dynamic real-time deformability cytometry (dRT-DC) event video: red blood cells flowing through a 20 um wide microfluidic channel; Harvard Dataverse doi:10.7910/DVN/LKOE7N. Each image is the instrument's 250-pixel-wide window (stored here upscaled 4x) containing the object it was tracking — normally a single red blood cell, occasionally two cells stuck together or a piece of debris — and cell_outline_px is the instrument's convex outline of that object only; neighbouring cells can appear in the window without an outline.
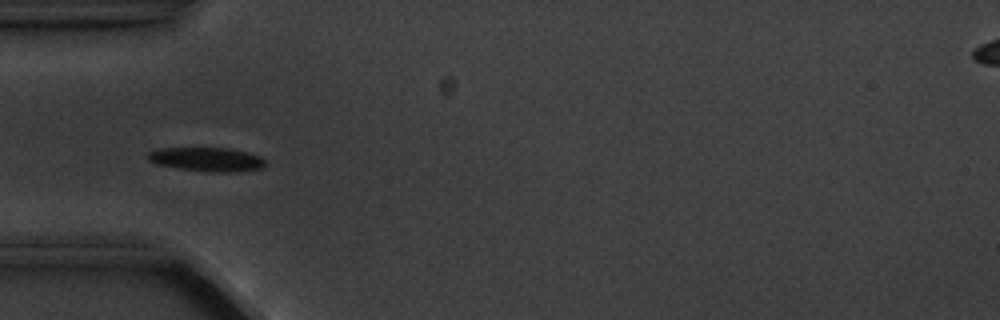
{"species": "common noctule bat (a hibernating species)", "species_latin": "Nyctalus noctula", "temperature_condition": "cold", "stored_images_in_passage": 15, "camera_frame_rate_fps": 3000, "um_per_image_px": 0.085, "animal": {"sex": "male", "body_mass_g": 20.1, "forearm_length_mm": 53.5}, "frame": {"image": 1, "passage_image": 5, "time_ms": 5.667, "image_size_px": [1000, 320], "cell_outline_px": [[268, 164], [264, 168], [236, 172], [208, 172], [176, 168], [156, 164], [148, 160], [148, 152], [160, 148], [228, 148], [248, 152], [260, 156]], "centroid_in_image_um": [17.62, 13.55], "position_along_channel_um": 67.4, "area_um2": 16.65}}
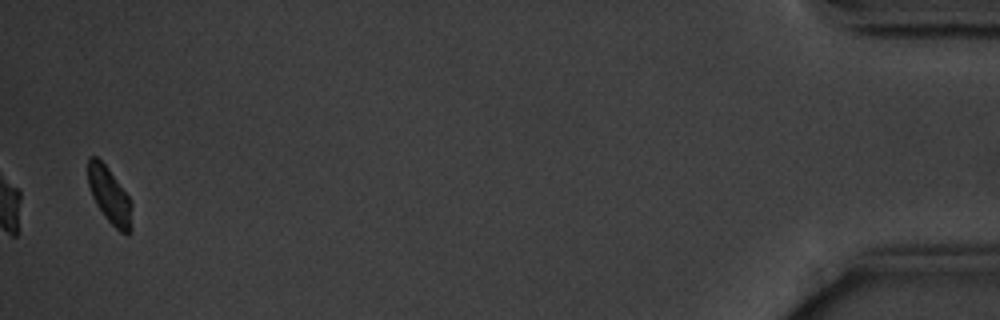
{"frame": {"image": 2, "passage_image": 15, "time_ms": 18.333, "image_size_px": [1000, 320], "cell_outline_px": [[132, 232], [128, 236], [120, 232], [104, 216], [96, 204], [92, 196], [88, 184], [88, 156], [96, 156], [108, 168], [132, 200]], "centroid_in_image_um": [9.35, 16.66], "position_along_channel_um": 425.9, "area_um2": 14.62}, "authors_computed_cell_mechanics": {"area_um2": 16.6464, "velocity_mm_per_s": 3.5305, "shape_relaxation_time_tau1_ms": 1.387, "shape_relaxation_time_tau2_ms": null, "deformation_change_tau1": 0.0638, "deformation_change_tau2": null}}